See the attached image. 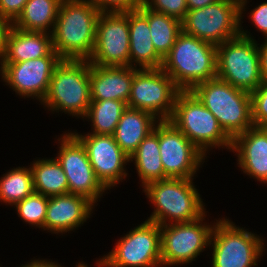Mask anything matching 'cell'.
Here are the masks:
<instances>
[{"instance_id":"obj_1","label":"cell","mask_w":267,"mask_h":267,"mask_svg":"<svg viewBox=\"0 0 267 267\" xmlns=\"http://www.w3.org/2000/svg\"><path fill=\"white\" fill-rule=\"evenodd\" d=\"M100 14L91 0L62 1L51 31L53 49L62 60L90 59Z\"/></svg>"},{"instance_id":"obj_2","label":"cell","mask_w":267,"mask_h":267,"mask_svg":"<svg viewBox=\"0 0 267 267\" xmlns=\"http://www.w3.org/2000/svg\"><path fill=\"white\" fill-rule=\"evenodd\" d=\"M161 69L181 91L216 77L217 46L181 31Z\"/></svg>"},{"instance_id":"obj_3","label":"cell","mask_w":267,"mask_h":267,"mask_svg":"<svg viewBox=\"0 0 267 267\" xmlns=\"http://www.w3.org/2000/svg\"><path fill=\"white\" fill-rule=\"evenodd\" d=\"M233 140L253 127L251 94L215 77L191 90Z\"/></svg>"},{"instance_id":"obj_4","label":"cell","mask_w":267,"mask_h":267,"mask_svg":"<svg viewBox=\"0 0 267 267\" xmlns=\"http://www.w3.org/2000/svg\"><path fill=\"white\" fill-rule=\"evenodd\" d=\"M192 181L193 178H166L147 184L144 192L155 206L147 221L161 226L168 221V224L192 222L202 217L205 208Z\"/></svg>"},{"instance_id":"obj_5","label":"cell","mask_w":267,"mask_h":267,"mask_svg":"<svg viewBox=\"0 0 267 267\" xmlns=\"http://www.w3.org/2000/svg\"><path fill=\"white\" fill-rule=\"evenodd\" d=\"M91 102L90 62L61 60L54 68L48 93L42 104L52 111H64L84 118Z\"/></svg>"},{"instance_id":"obj_6","label":"cell","mask_w":267,"mask_h":267,"mask_svg":"<svg viewBox=\"0 0 267 267\" xmlns=\"http://www.w3.org/2000/svg\"><path fill=\"white\" fill-rule=\"evenodd\" d=\"M181 131L204 155L210 147H228L232 140L226 135L215 116L192 91H180L168 120Z\"/></svg>"},{"instance_id":"obj_7","label":"cell","mask_w":267,"mask_h":267,"mask_svg":"<svg viewBox=\"0 0 267 267\" xmlns=\"http://www.w3.org/2000/svg\"><path fill=\"white\" fill-rule=\"evenodd\" d=\"M247 33L240 25L239 36L217 45L216 77L251 93L263 81L259 44Z\"/></svg>"},{"instance_id":"obj_8","label":"cell","mask_w":267,"mask_h":267,"mask_svg":"<svg viewBox=\"0 0 267 267\" xmlns=\"http://www.w3.org/2000/svg\"><path fill=\"white\" fill-rule=\"evenodd\" d=\"M246 3L247 0H218L203 8L188 10L181 21L182 31L217 46L240 35Z\"/></svg>"},{"instance_id":"obj_9","label":"cell","mask_w":267,"mask_h":267,"mask_svg":"<svg viewBox=\"0 0 267 267\" xmlns=\"http://www.w3.org/2000/svg\"><path fill=\"white\" fill-rule=\"evenodd\" d=\"M212 230V267H252L264 251V241L228 219H220ZM213 241V242H212Z\"/></svg>"},{"instance_id":"obj_10","label":"cell","mask_w":267,"mask_h":267,"mask_svg":"<svg viewBox=\"0 0 267 267\" xmlns=\"http://www.w3.org/2000/svg\"><path fill=\"white\" fill-rule=\"evenodd\" d=\"M98 267H158L161 262L160 225L145 221L121 238Z\"/></svg>"},{"instance_id":"obj_11","label":"cell","mask_w":267,"mask_h":267,"mask_svg":"<svg viewBox=\"0 0 267 267\" xmlns=\"http://www.w3.org/2000/svg\"><path fill=\"white\" fill-rule=\"evenodd\" d=\"M180 91L161 68H135L127 107L149 112L159 121H168Z\"/></svg>"},{"instance_id":"obj_12","label":"cell","mask_w":267,"mask_h":267,"mask_svg":"<svg viewBox=\"0 0 267 267\" xmlns=\"http://www.w3.org/2000/svg\"><path fill=\"white\" fill-rule=\"evenodd\" d=\"M204 216L192 222L160 226L162 265L190 263L210 245L215 223L213 227L202 224Z\"/></svg>"},{"instance_id":"obj_13","label":"cell","mask_w":267,"mask_h":267,"mask_svg":"<svg viewBox=\"0 0 267 267\" xmlns=\"http://www.w3.org/2000/svg\"><path fill=\"white\" fill-rule=\"evenodd\" d=\"M129 11L101 13L96 41L88 60L98 66H130Z\"/></svg>"},{"instance_id":"obj_14","label":"cell","mask_w":267,"mask_h":267,"mask_svg":"<svg viewBox=\"0 0 267 267\" xmlns=\"http://www.w3.org/2000/svg\"><path fill=\"white\" fill-rule=\"evenodd\" d=\"M57 162L63 168L69 193L80 195L95 204L106 190L97 179L82 143L70 132L62 135Z\"/></svg>"},{"instance_id":"obj_15","label":"cell","mask_w":267,"mask_h":267,"mask_svg":"<svg viewBox=\"0 0 267 267\" xmlns=\"http://www.w3.org/2000/svg\"><path fill=\"white\" fill-rule=\"evenodd\" d=\"M158 140L165 179H192L206 156L169 121L158 122Z\"/></svg>"},{"instance_id":"obj_16","label":"cell","mask_w":267,"mask_h":267,"mask_svg":"<svg viewBox=\"0 0 267 267\" xmlns=\"http://www.w3.org/2000/svg\"><path fill=\"white\" fill-rule=\"evenodd\" d=\"M61 60L60 56H44L17 63H0V74L19 96L35 97L42 102L48 93L54 68Z\"/></svg>"},{"instance_id":"obj_17","label":"cell","mask_w":267,"mask_h":267,"mask_svg":"<svg viewBox=\"0 0 267 267\" xmlns=\"http://www.w3.org/2000/svg\"><path fill=\"white\" fill-rule=\"evenodd\" d=\"M85 147L89 162L97 179L106 188L119 184L128 175L126 166L129 157L116 143L113 135L72 133Z\"/></svg>"},{"instance_id":"obj_18","label":"cell","mask_w":267,"mask_h":267,"mask_svg":"<svg viewBox=\"0 0 267 267\" xmlns=\"http://www.w3.org/2000/svg\"><path fill=\"white\" fill-rule=\"evenodd\" d=\"M93 206L85 197L72 193L48 197L44 230L58 234L76 229L90 217Z\"/></svg>"},{"instance_id":"obj_19","label":"cell","mask_w":267,"mask_h":267,"mask_svg":"<svg viewBox=\"0 0 267 267\" xmlns=\"http://www.w3.org/2000/svg\"><path fill=\"white\" fill-rule=\"evenodd\" d=\"M231 150L237 152L243 173L267 183V127L247 129L232 140Z\"/></svg>"},{"instance_id":"obj_20","label":"cell","mask_w":267,"mask_h":267,"mask_svg":"<svg viewBox=\"0 0 267 267\" xmlns=\"http://www.w3.org/2000/svg\"><path fill=\"white\" fill-rule=\"evenodd\" d=\"M135 67L90 64L91 100H117L126 104L131 92Z\"/></svg>"},{"instance_id":"obj_21","label":"cell","mask_w":267,"mask_h":267,"mask_svg":"<svg viewBox=\"0 0 267 267\" xmlns=\"http://www.w3.org/2000/svg\"><path fill=\"white\" fill-rule=\"evenodd\" d=\"M44 56H59L53 49L50 33L23 31L11 26L0 63H17Z\"/></svg>"},{"instance_id":"obj_22","label":"cell","mask_w":267,"mask_h":267,"mask_svg":"<svg viewBox=\"0 0 267 267\" xmlns=\"http://www.w3.org/2000/svg\"><path fill=\"white\" fill-rule=\"evenodd\" d=\"M129 40L131 67L133 62L140 69L162 67L163 58L154 49L148 19L138 9L129 11Z\"/></svg>"},{"instance_id":"obj_23","label":"cell","mask_w":267,"mask_h":267,"mask_svg":"<svg viewBox=\"0 0 267 267\" xmlns=\"http://www.w3.org/2000/svg\"><path fill=\"white\" fill-rule=\"evenodd\" d=\"M158 118L139 109L127 107L116 126L113 137L122 151L130 158L139 144L150 134Z\"/></svg>"},{"instance_id":"obj_24","label":"cell","mask_w":267,"mask_h":267,"mask_svg":"<svg viewBox=\"0 0 267 267\" xmlns=\"http://www.w3.org/2000/svg\"><path fill=\"white\" fill-rule=\"evenodd\" d=\"M159 149L158 124H156L153 131L144 138L129 158L131 162L135 161L143 187L151 182L165 179Z\"/></svg>"},{"instance_id":"obj_25","label":"cell","mask_w":267,"mask_h":267,"mask_svg":"<svg viewBox=\"0 0 267 267\" xmlns=\"http://www.w3.org/2000/svg\"><path fill=\"white\" fill-rule=\"evenodd\" d=\"M63 0H28L12 26L23 31L50 32ZM49 30V31H48Z\"/></svg>"},{"instance_id":"obj_26","label":"cell","mask_w":267,"mask_h":267,"mask_svg":"<svg viewBox=\"0 0 267 267\" xmlns=\"http://www.w3.org/2000/svg\"><path fill=\"white\" fill-rule=\"evenodd\" d=\"M138 10L148 19L154 49L164 58L182 31L181 21L164 13L150 10L143 4Z\"/></svg>"},{"instance_id":"obj_27","label":"cell","mask_w":267,"mask_h":267,"mask_svg":"<svg viewBox=\"0 0 267 267\" xmlns=\"http://www.w3.org/2000/svg\"><path fill=\"white\" fill-rule=\"evenodd\" d=\"M34 191L51 197L69 193L63 168L54 159H42L32 163Z\"/></svg>"},{"instance_id":"obj_28","label":"cell","mask_w":267,"mask_h":267,"mask_svg":"<svg viewBox=\"0 0 267 267\" xmlns=\"http://www.w3.org/2000/svg\"><path fill=\"white\" fill-rule=\"evenodd\" d=\"M127 104L117 100H91L86 119L93 123L92 134L113 135Z\"/></svg>"},{"instance_id":"obj_29","label":"cell","mask_w":267,"mask_h":267,"mask_svg":"<svg viewBox=\"0 0 267 267\" xmlns=\"http://www.w3.org/2000/svg\"><path fill=\"white\" fill-rule=\"evenodd\" d=\"M34 192L31 168L18 167L0 179V201L16 205Z\"/></svg>"},{"instance_id":"obj_30","label":"cell","mask_w":267,"mask_h":267,"mask_svg":"<svg viewBox=\"0 0 267 267\" xmlns=\"http://www.w3.org/2000/svg\"><path fill=\"white\" fill-rule=\"evenodd\" d=\"M47 205L48 197L34 191L15 206L21 219L44 229Z\"/></svg>"},{"instance_id":"obj_31","label":"cell","mask_w":267,"mask_h":267,"mask_svg":"<svg viewBox=\"0 0 267 267\" xmlns=\"http://www.w3.org/2000/svg\"><path fill=\"white\" fill-rule=\"evenodd\" d=\"M250 94L253 126L267 127V82H262Z\"/></svg>"},{"instance_id":"obj_32","label":"cell","mask_w":267,"mask_h":267,"mask_svg":"<svg viewBox=\"0 0 267 267\" xmlns=\"http://www.w3.org/2000/svg\"><path fill=\"white\" fill-rule=\"evenodd\" d=\"M143 5L150 10L164 13L180 21L188 12L186 0H143Z\"/></svg>"},{"instance_id":"obj_33","label":"cell","mask_w":267,"mask_h":267,"mask_svg":"<svg viewBox=\"0 0 267 267\" xmlns=\"http://www.w3.org/2000/svg\"><path fill=\"white\" fill-rule=\"evenodd\" d=\"M101 13L127 12L137 10L143 0H91Z\"/></svg>"},{"instance_id":"obj_34","label":"cell","mask_w":267,"mask_h":267,"mask_svg":"<svg viewBox=\"0 0 267 267\" xmlns=\"http://www.w3.org/2000/svg\"><path fill=\"white\" fill-rule=\"evenodd\" d=\"M28 0H0V14L13 23Z\"/></svg>"},{"instance_id":"obj_35","label":"cell","mask_w":267,"mask_h":267,"mask_svg":"<svg viewBox=\"0 0 267 267\" xmlns=\"http://www.w3.org/2000/svg\"><path fill=\"white\" fill-rule=\"evenodd\" d=\"M250 19L252 20L254 26H256L259 31L267 38V2L261 3L255 9L250 12Z\"/></svg>"},{"instance_id":"obj_36","label":"cell","mask_w":267,"mask_h":267,"mask_svg":"<svg viewBox=\"0 0 267 267\" xmlns=\"http://www.w3.org/2000/svg\"><path fill=\"white\" fill-rule=\"evenodd\" d=\"M11 26L12 23L0 14V60L3 59L6 48V38Z\"/></svg>"},{"instance_id":"obj_37","label":"cell","mask_w":267,"mask_h":267,"mask_svg":"<svg viewBox=\"0 0 267 267\" xmlns=\"http://www.w3.org/2000/svg\"><path fill=\"white\" fill-rule=\"evenodd\" d=\"M259 47L260 70L263 82H267V38Z\"/></svg>"},{"instance_id":"obj_38","label":"cell","mask_w":267,"mask_h":267,"mask_svg":"<svg viewBox=\"0 0 267 267\" xmlns=\"http://www.w3.org/2000/svg\"><path fill=\"white\" fill-rule=\"evenodd\" d=\"M186 1L188 10H194L213 4L218 0H186Z\"/></svg>"},{"instance_id":"obj_39","label":"cell","mask_w":267,"mask_h":267,"mask_svg":"<svg viewBox=\"0 0 267 267\" xmlns=\"http://www.w3.org/2000/svg\"><path fill=\"white\" fill-rule=\"evenodd\" d=\"M22 267H61V265H58V263L54 262H47L46 260H33L30 263H27L23 265Z\"/></svg>"},{"instance_id":"obj_40","label":"cell","mask_w":267,"mask_h":267,"mask_svg":"<svg viewBox=\"0 0 267 267\" xmlns=\"http://www.w3.org/2000/svg\"><path fill=\"white\" fill-rule=\"evenodd\" d=\"M77 267H88L87 264H84V263H78V265H76Z\"/></svg>"}]
</instances>
